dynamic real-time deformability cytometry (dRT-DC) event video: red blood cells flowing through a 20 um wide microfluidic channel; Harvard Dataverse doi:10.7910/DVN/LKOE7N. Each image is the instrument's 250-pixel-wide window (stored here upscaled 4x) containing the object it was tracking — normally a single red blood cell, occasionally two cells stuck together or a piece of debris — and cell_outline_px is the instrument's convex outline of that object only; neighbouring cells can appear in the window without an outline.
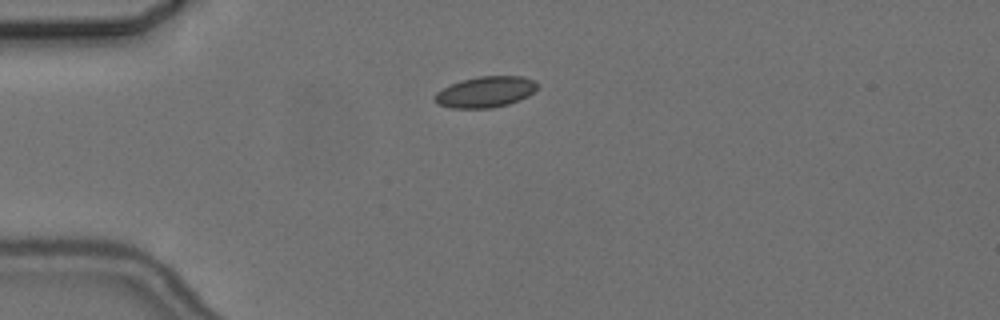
{"species": "common noctule bat (a hibernating species)", "species_latin": "Nyctalus noctula", "temperature_condition": "cold", "stored_images_in_passage": 2, "camera_frame_rate_fps": 3000, "um_per_image_px": 0.085, "animal": {"sex": "female", "body_mass_g": 24.6, "forearm_length_mm": 56.2}, "frame": {"image": 1, "passage_image": 1, "time_ms": 0.0, "image_size_px": [1000, 320], "cell_outline_px": [[540, 84], [528, 96], [520, 100], [508, 104], [492, 108], [452, 108], [436, 104], [432, 96], [436, 92], [460, 80], [480, 76], [524, 76]], "centroid_in_image_um": [41.25, 7.82], "position_along_channel_um": 43.8, "area_um2": 18.61}}